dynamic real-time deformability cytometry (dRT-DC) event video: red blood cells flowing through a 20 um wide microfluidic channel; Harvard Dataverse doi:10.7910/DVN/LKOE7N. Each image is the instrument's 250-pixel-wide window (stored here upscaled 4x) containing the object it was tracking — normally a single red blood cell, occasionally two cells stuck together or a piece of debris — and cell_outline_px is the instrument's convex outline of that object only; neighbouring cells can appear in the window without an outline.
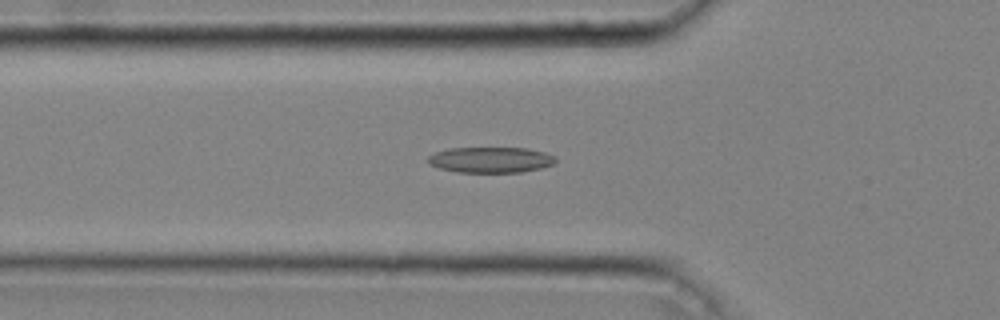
{"species": "common noctule bat (a hibernating species)", "species_latin": "Nyctalus noctula", "temperature_condition": "cold", "stored_images_in_passage": 46, "camera_frame_rate_fps": 3000, "um_per_image_px": 0.085, "animal": {"sex": "male", "body_mass_g": 20.4}, "frame": {"image": 1, "passage_image": 16, "time_ms": 5.0, "image_size_px": [1000, 320], "cell_outline_px": [[556, 160], [552, 164], [540, 168], [520, 172], [456, 172], [440, 168], [428, 164], [428, 156], [436, 152], [448, 148], [528, 148], [544, 152], [556, 156]], "centroid_in_image_um": [41.69, 13.58], "position_along_channel_um": 84.1, "area_um2": 19.07}}
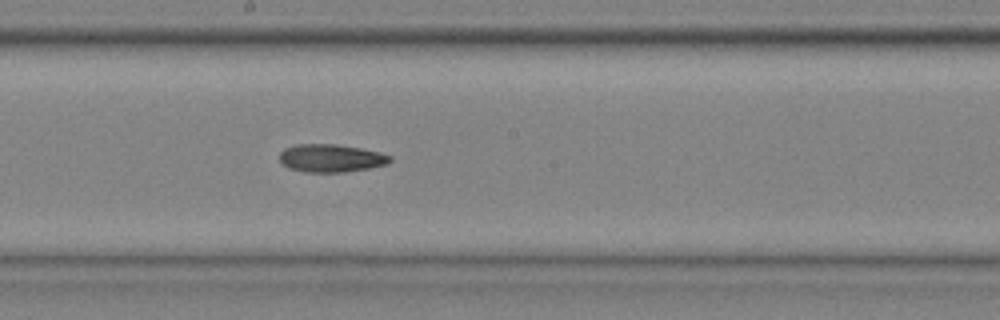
{"frame": {"image": 2, "passage_image": 26, "time_ms": 8.333, "image_size_px": [1000, 320], "cell_outline_px": [[392, 160], [388, 164], [368, 168], [344, 172], [304, 172], [288, 168], [280, 164], [280, 152], [284, 148], [296, 144], [336, 144], [360, 148], [380, 152], [392, 156]], "centroid_in_image_um": [28.11, 13.44], "position_along_channel_um": 220.1, "area_um2": 18.15}}
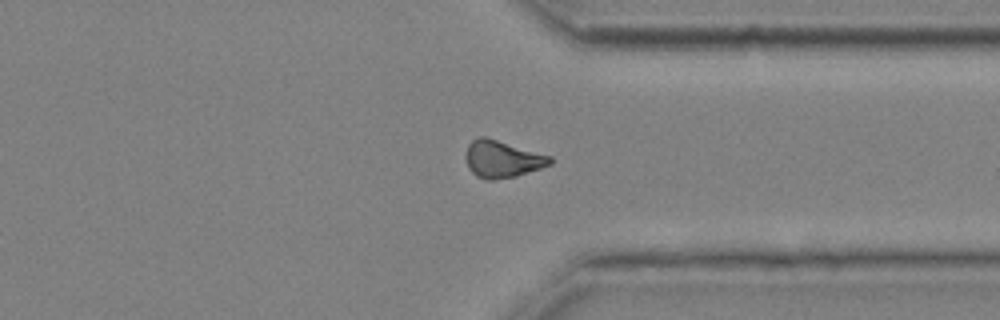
{"frame": {"image": 3, "passage_image": 37, "time_ms": 12.0, "image_size_px": [1000, 320], "cell_outline_px": [[552, 164], [516, 176], [492, 180], [488, 180], [476, 176], [468, 168], [464, 156], [468, 144], [472, 140], [480, 136], [484, 136], [552, 156]], "centroid_in_image_um": [42.67, 13.52], "position_along_channel_um": 368.7, "area_um2": 18.26}, "authors_computed_cell_mechanics": {"area_um2": 18.2937, "velocity_mm_per_s": 4.0764, "shape_relaxation_time_tau1_ms": 6.546, "shape_relaxation_time_tau2_ms": null, "deformation_change_tau1": 0.1574, "deformation_change_tau2": null}}